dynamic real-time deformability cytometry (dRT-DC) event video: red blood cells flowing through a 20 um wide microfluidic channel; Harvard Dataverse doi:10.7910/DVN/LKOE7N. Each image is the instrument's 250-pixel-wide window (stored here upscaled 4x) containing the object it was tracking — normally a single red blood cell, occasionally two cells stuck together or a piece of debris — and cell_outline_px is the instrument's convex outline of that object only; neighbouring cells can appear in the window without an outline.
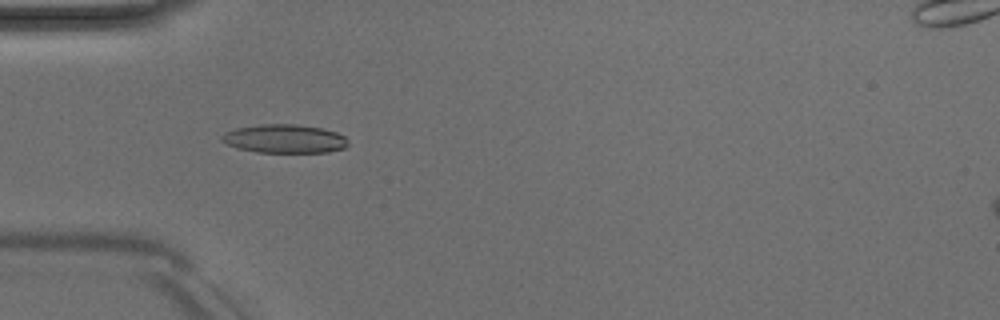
{"species": "Egyptian fruit bat (a non-hibernating species)", "species_latin": "Rousettus aegyptiacus", "temperature_condition": "room temperature", "stored_images_in_passage": 25, "camera_frame_rate_fps": 3000, "um_per_image_px": 0.085, "animal": {"sex": "male"}, "frame": {"image": 1, "passage_image": 4, "time_ms": 1.0, "image_size_px": [1000, 320], "cell_outline_px": [[348, 144], [344, 148], [328, 152], [256, 152], [236, 148], [220, 140], [220, 136], [236, 128], [260, 124], [296, 124], [320, 128], [336, 132], [344, 136], [348, 140]], "centroid_in_image_um": [24.18, 11.79], "position_along_channel_um": 60.8, "area_um2": 20.98}}
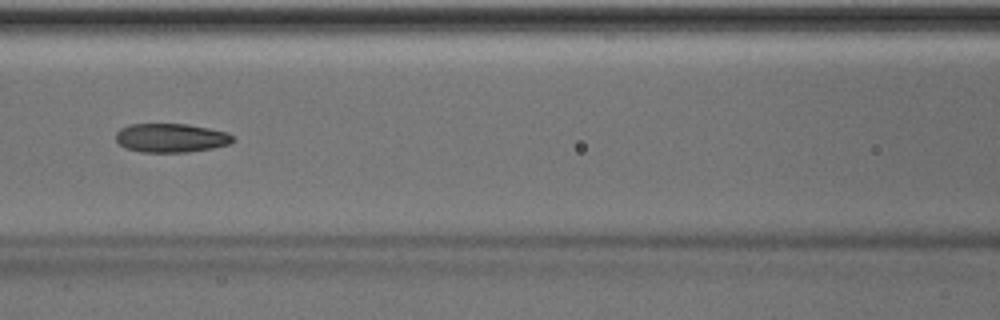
{"frame": {"image": 2, "passage_image": 11, "time_ms": 3.333, "image_size_px": [1000, 320], "cell_outline_px": [[236, 140], [232, 144], [212, 148], [188, 152], [140, 152], [124, 148], [116, 140], [116, 132], [120, 128], [128, 124], [188, 124], [228, 132]], "centroid_in_image_um": [14.54, 11.72], "position_along_channel_um": 152.1, "area_um2": 19.94}}